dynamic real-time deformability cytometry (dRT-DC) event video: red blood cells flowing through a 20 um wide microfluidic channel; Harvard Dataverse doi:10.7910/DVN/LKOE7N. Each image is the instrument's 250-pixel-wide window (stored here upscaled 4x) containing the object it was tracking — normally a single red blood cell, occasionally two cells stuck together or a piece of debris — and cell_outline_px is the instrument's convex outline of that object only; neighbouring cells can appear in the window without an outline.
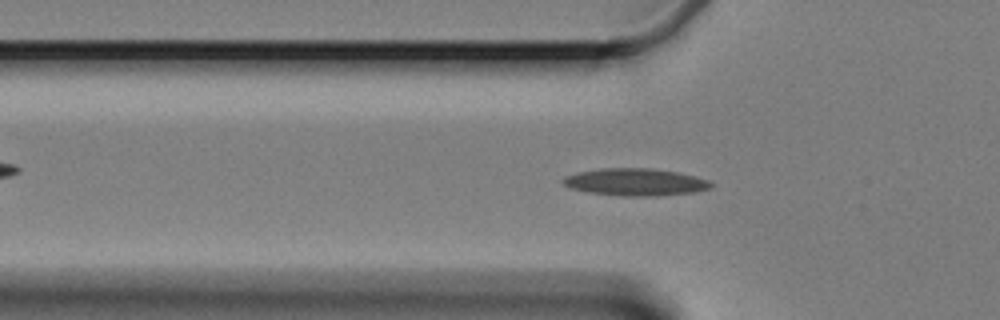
{"species": "Egyptian fruit bat (a non-hibernating species)", "species_latin": "Rousettus aegyptiacus", "temperature_condition": "cold", "stored_images_in_passage": 44, "camera_frame_rate_fps": 3000, "um_per_image_px": 0.085, "animal": {"sex": "female"}, "frame": {"image": 1, "passage_image": 3, "time_ms": 0.667, "image_size_px": [1000, 320], "cell_outline_px": [[704, 184], [696, 188], [668, 192], [612, 192], [584, 188], [572, 184], [568, 180], [580, 176], [600, 172], [660, 172], [696, 180]], "centroid_in_image_um": [53.97, 15.48], "position_along_channel_um": 71.8, "area_um2": 15.26}}
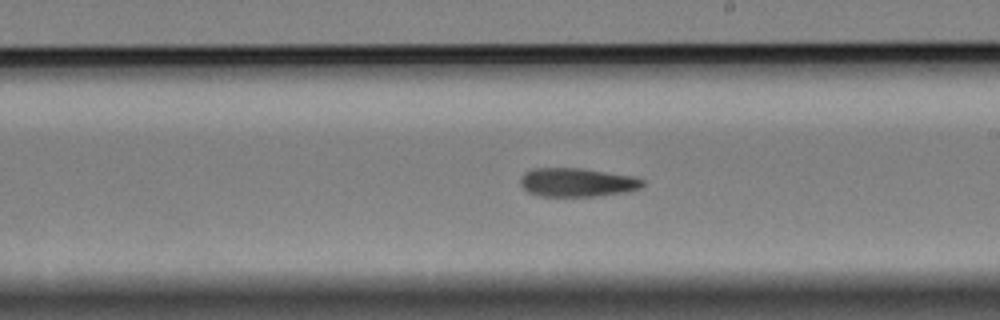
{"frame": {"image": 2, "passage_image": 18, "time_ms": 5.667, "image_size_px": [1000, 320], "cell_outline_px": [[640, 184], [624, 188], [596, 192], [552, 192], [532, 188], [528, 184], [528, 176], [536, 172], [588, 172], [636, 180]], "centroid_in_image_um": [49.09, 15.47], "position_along_channel_um": 239.9, "area_um2": 12.83}}
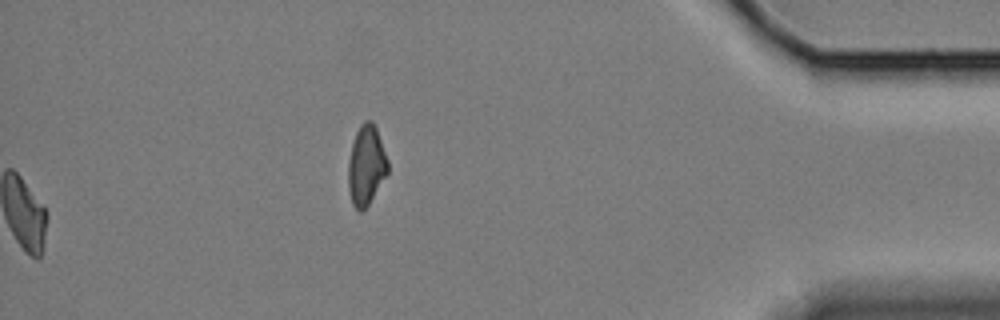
{"frame": {"image": 3, "passage_image": 44, "time_ms": 14.333, "image_size_px": [1000, 320], "cell_outline_px": [[388, 168], [368, 200], [360, 208], [356, 204], [352, 196], [352, 152], [356, 136], [360, 128], [364, 124], [372, 124], [376, 132], [388, 164]], "centroid_in_image_um": [31.19, 13.96], "position_along_channel_um": 404.0, "area_um2": 14.8}}